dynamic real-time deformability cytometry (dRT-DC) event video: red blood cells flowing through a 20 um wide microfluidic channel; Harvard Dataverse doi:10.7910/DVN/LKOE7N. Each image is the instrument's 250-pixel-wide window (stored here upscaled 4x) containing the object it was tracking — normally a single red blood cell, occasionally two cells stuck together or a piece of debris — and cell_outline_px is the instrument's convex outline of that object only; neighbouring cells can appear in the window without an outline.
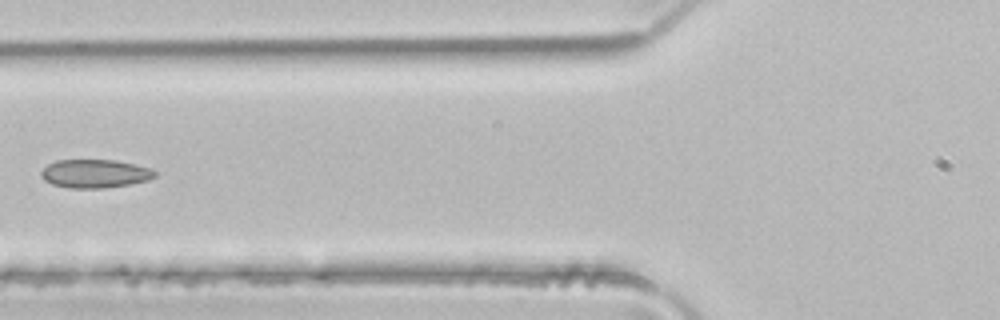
{"species": "common noctule bat (a hibernating species)", "species_latin": "Nyctalus noctula", "temperature_condition": "room temperature", "stored_images_in_passage": 6, "camera_frame_rate_fps": 3000, "um_per_image_px": 0.085, "animal": {"sex": "male", "body_mass_g": 21.5, "forearm_length_mm": 52.0}, "frame": {"image": 1, "passage_image": 6, "time_ms": 1.667, "image_size_px": [1000, 320], "cell_outline_px": [[156, 176], [148, 180], [128, 184], [104, 188], [68, 188], [52, 184], [44, 180], [40, 176], [40, 172], [48, 164], [56, 160], [116, 160], [152, 168], [156, 172]], "centroid_in_image_um": [8.06, 14.75], "position_along_channel_um": 117.7, "area_um2": 18.9}}